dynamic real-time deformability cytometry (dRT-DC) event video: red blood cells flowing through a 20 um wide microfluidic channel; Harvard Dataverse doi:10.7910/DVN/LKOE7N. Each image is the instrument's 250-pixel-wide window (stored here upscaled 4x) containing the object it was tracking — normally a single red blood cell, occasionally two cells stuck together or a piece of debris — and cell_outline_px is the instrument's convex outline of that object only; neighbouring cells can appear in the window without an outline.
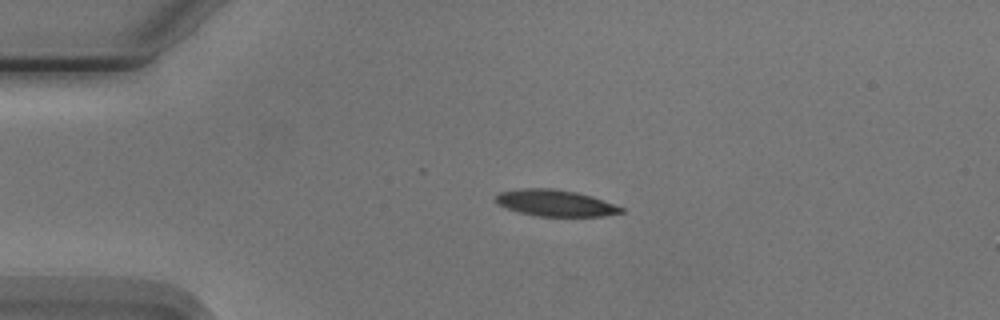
{"species": "Egyptian fruit bat (a non-hibernating species)", "species_latin": "Rousettus aegyptiacus", "temperature_condition": "cold", "stored_images_in_passage": 4, "camera_frame_rate_fps": 3000, "um_per_image_px": 0.085, "animal": {"sex": "male"}, "frame": {"image": 1, "passage_image": 3, "time_ms": 3.333, "image_size_px": [1000, 320], "cell_outline_px": [[624, 212], [604, 216], [536, 216], [520, 212], [496, 204], [496, 196], [500, 192], [520, 188], [552, 188], [576, 192], [592, 196], [604, 200], [624, 208]], "centroid_in_image_um": [47.21, 17.25], "position_along_channel_um": 37.8, "area_um2": 19.31}}